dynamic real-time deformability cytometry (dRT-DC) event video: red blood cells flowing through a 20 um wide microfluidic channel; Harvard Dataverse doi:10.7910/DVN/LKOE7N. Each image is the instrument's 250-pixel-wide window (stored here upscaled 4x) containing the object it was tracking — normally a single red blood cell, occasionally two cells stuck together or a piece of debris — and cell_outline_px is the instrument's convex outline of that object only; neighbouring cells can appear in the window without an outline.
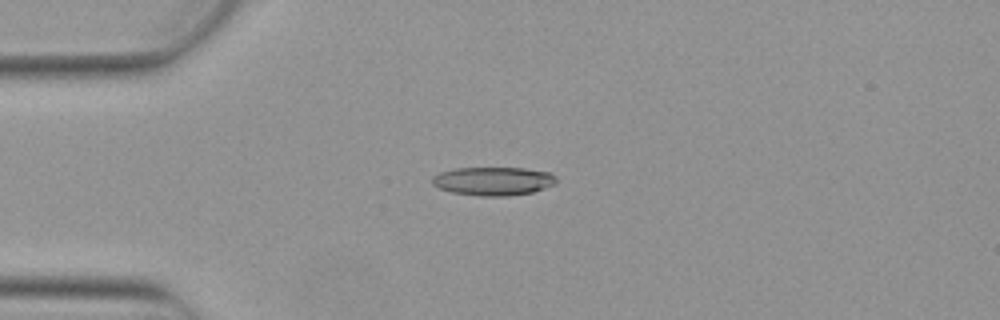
{"species": "Egyptian fruit bat (a non-hibernating species)", "species_latin": "Rousettus aegyptiacus", "temperature_condition": "warm", "stored_images_in_passage": 5, "camera_frame_rate_fps": 3000, "um_per_image_px": 0.085, "animal": {"sex": "female"}, "frame": {"image": 1, "passage_image": 3, "time_ms": 0.667, "image_size_px": [1000, 320], "cell_outline_px": [[556, 184], [532, 192], [508, 196], [480, 196], [452, 192], [440, 188], [432, 184], [432, 176], [440, 172], [456, 168], [524, 168], [552, 172], [556, 176]], "centroid_in_image_um": [41.95, 15.39], "position_along_channel_um": 43.0, "area_um2": 20.69}}
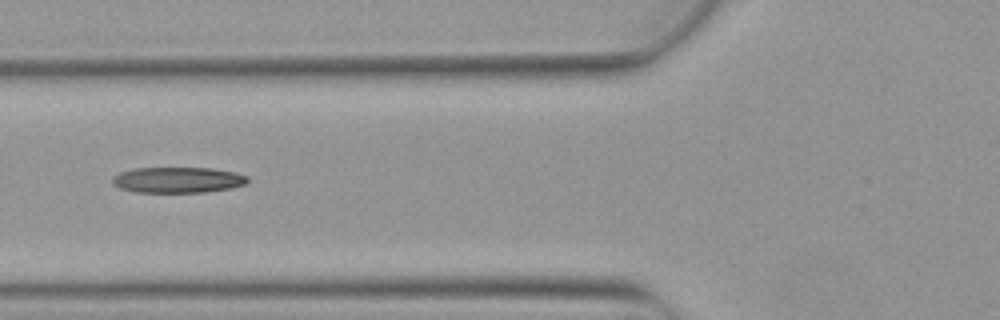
{"frame": {"image": 2, "passage_image": 5, "time_ms": 1.333, "image_size_px": [1000, 320], "cell_outline_px": [[248, 180], [244, 184], [232, 188], [204, 192], [136, 192], [120, 188], [112, 184], [112, 176], [120, 172], [132, 168], [212, 168], [236, 172], [248, 176]], "centroid_in_image_um": [15.1, 15.29], "position_along_channel_um": 110.7, "area_um2": 20.4}}